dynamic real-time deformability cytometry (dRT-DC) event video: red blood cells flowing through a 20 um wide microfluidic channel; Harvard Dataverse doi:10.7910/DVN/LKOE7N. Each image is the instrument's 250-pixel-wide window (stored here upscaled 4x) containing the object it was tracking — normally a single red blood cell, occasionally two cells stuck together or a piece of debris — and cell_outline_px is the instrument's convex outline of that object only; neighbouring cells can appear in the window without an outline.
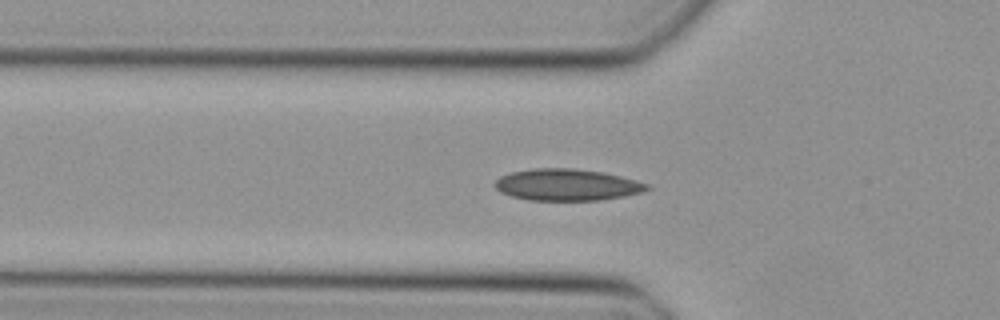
{"species": "Egyptian fruit bat (a non-hibernating species)", "species_latin": "Rousettus aegyptiacus", "temperature_condition": "cold", "stored_images_in_passage": 48, "camera_frame_rate_fps": 3000, "um_per_image_px": 0.085, "animal": {"sex": "female"}, "frame": {"image": 1, "passage_image": 15, "time_ms": 4.667, "image_size_px": [1000, 320], "cell_outline_px": [[652, 188], [644, 192], [624, 196], [600, 200], [528, 200], [512, 196], [500, 192], [492, 184], [500, 176], [512, 172], [532, 168], [572, 168], [604, 172], [636, 180], [648, 184]], "centroid_in_image_um": [48.2, 15.7], "position_along_channel_um": 77.6, "area_um2": 28.21}}
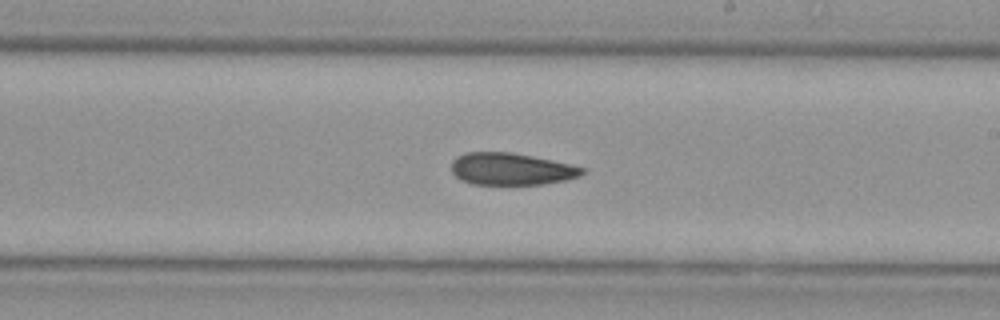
{"frame": {"image": 2, "passage_image": 27, "time_ms": 8.667, "image_size_px": [1000, 320], "cell_outline_px": [[584, 172], [580, 176], [564, 180], [544, 184], [472, 184], [460, 180], [452, 172], [452, 160], [456, 156], [464, 152], [512, 152], [552, 160], [584, 168]], "centroid_in_image_um": [43.41, 14.36], "position_along_channel_um": 245.6, "area_um2": 24.39}}
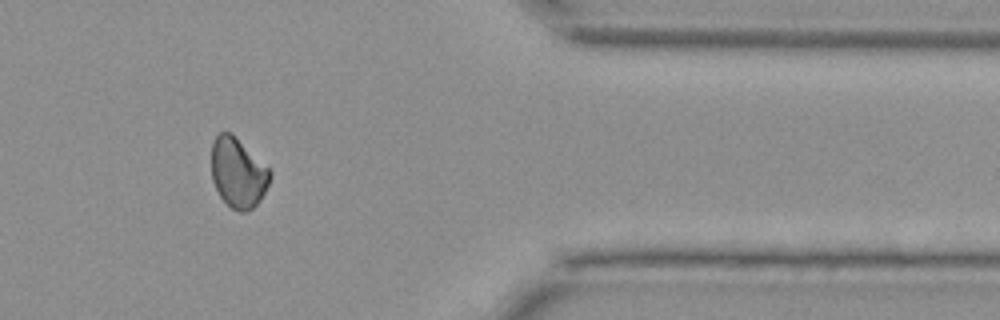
{"frame": {"image": 3, "passage_image": 39, "time_ms": 12.667, "image_size_px": [1000, 320], "cell_outline_px": [[272, 176], [260, 200], [248, 212], [240, 212], [232, 208], [220, 196], [212, 180], [212, 140], [220, 132], [232, 132], [272, 172]], "centroid_in_image_um": [20.22, 14.68], "position_along_channel_um": 391.2, "area_um2": 23.7}}